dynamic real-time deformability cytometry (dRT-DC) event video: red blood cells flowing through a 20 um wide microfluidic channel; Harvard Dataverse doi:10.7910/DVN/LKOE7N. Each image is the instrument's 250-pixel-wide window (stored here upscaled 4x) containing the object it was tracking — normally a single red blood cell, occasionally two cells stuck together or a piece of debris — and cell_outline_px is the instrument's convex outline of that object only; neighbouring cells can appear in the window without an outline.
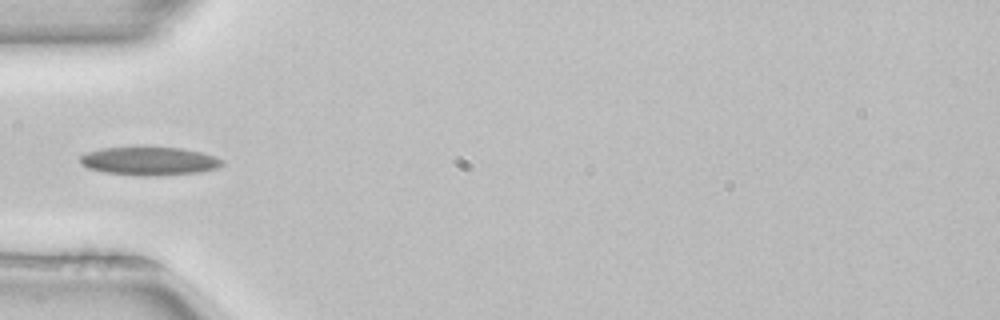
{"species": "common noctule bat (a hibernating species)", "species_latin": "Nyctalus noctula", "temperature_condition": "room temperature", "stored_images_in_passage": 4, "camera_frame_rate_fps": 3000, "um_per_image_px": 0.085, "animal": {"sex": "female", "body_mass_g": 22.7, "forearm_length_mm": 54.2}, "frame": {"image": 1, "passage_image": 4, "time_ms": 1.0, "image_size_px": [1000, 320], "cell_outline_px": [[224, 164], [216, 168], [200, 172], [148, 176], [140, 176], [104, 172], [88, 168], [80, 164], [80, 156], [84, 152], [100, 148], [180, 148], [200, 152], [216, 156], [224, 160]], "centroid_in_image_um": [12.67, 13.7], "position_along_channel_um": 72.3, "area_um2": 23.35}}